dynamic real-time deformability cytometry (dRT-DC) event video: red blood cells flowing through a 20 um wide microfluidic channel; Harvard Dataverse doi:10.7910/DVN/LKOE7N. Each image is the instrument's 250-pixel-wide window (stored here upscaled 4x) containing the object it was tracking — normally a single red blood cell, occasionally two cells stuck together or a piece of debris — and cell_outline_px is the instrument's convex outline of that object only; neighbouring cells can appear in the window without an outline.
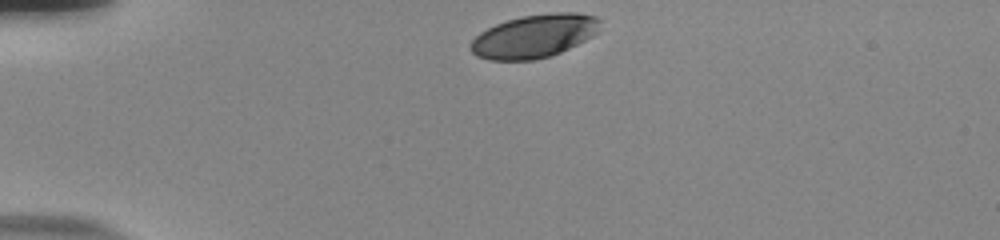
{"species": "human", "species_latin": "Homo sapiens", "temperature_condition": "room temperature", "stored_images_in_passage": 35, "camera_frame_rate_fps": 3000, "um_per_image_px": 0.085, "donor": {"sex": "male"}, "frame": {"image": 1, "passage_image": 1, "time_ms": 0.0, "image_size_px": [1000, 240], "cell_outline_px": [[600, 32], [552, 56], [532, 60], [488, 60], [476, 56], [468, 48], [468, 44], [480, 32], [496, 24], [520, 16], [552, 12], [576, 12], [596, 16], [600, 20]], "centroid_in_image_um": [45.4, 3.06], "position_along_channel_um": 39.6, "area_um2": 32.89}}
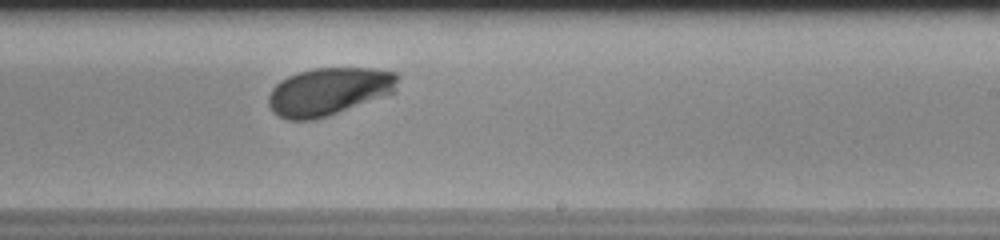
{"frame": {"image": 2, "passage_image": 23, "time_ms": 7.333, "image_size_px": [1000, 240], "cell_outline_px": [[400, 76], [396, 92], [328, 116], [312, 120], [288, 120], [272, 112], [268, 104], [268, 96], [272, 88], [280, 80], [296, 72], [312, 68], [376, 68], [396, 72]], "centroid_in_image_um": [27.97, 7.76], "position_along_channel_um": 261.0, "area_um2": 36.41}}
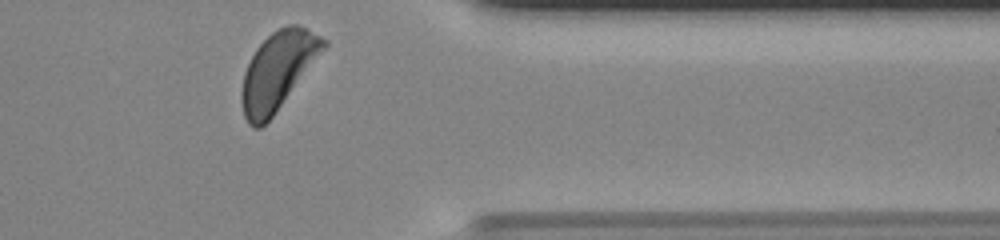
{"frame": {"image": 3, "passage_image": 34, "time_ms": 11.0, "image_size_px": [1000, 240], "cell_outline_px": [[328, 44], [272, 116], [260, 128], [252, 128], [248, 124], [244, 116], [240, 100], [240, 92], [244, 72], [256, 48], [272, 32], [288, 24], [296, 24], [308, 28], [328, 40]], "centroid_in_image_um": [23.59, 6.0], "position_along_channel_um": 387.8, "area_um2": 36.59}, "authors_computed_cell_mechanics": {"area_um2": 35.6048, "velocity_mm_per_s": 3.697, "shape_relaxation_time_tau1_ms": 1.9204, "shape_relaxation_time_tau2_ms": null, "deformation_change_tau1": 0.1247, "deformation_change_tau2": null}}